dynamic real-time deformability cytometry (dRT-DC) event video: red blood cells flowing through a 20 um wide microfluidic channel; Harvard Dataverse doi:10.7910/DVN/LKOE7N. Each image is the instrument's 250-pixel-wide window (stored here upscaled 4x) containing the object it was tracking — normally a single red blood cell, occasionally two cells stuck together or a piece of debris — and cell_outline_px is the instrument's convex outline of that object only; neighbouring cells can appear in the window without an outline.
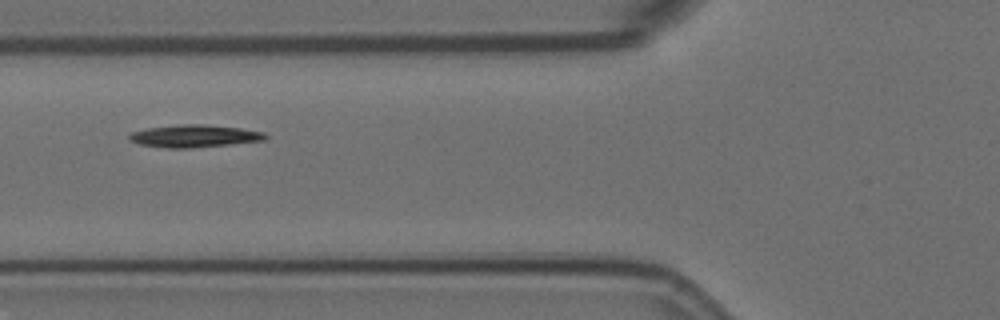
{"species": "Egyptian fruit bat (a non-hibernating species)", "species_latin": "Rousettus aegyptiacus", "temperature_condition": "room temperature", "stored_images_in_passage": 14, "camera_frame_rate_fps": 3000, "um_per_image_px": 0.085, "animal": {"sex": "female"}, "frame": {"image": 1, "passage_image": 5, "time_ms": 5.667, "image_size_px": [1000, 320], "cell_outline_px": [[268, 136], [264, 140], [192, 148], [168, 148], [140, 144], [128, 140], [128, 136], [132, 132], [148, 128], [176, 124], [204, 124], [240, 128], [264, 132]], "centroid_in_image_um": [16.5, 11.55], "position_along_channel_um": 109.3, "area_um2": 17.74}}
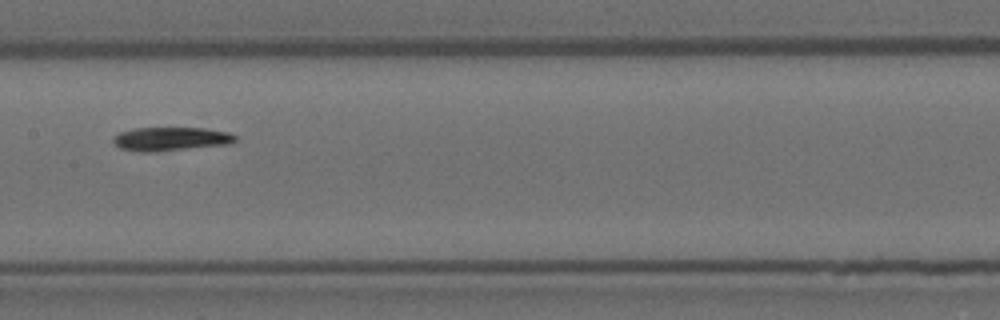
{"frame": {"image": 2, "passage_image": 7, "time_ms": 8.0, "image_size_px": [1000, 320], "cell_outline_px": [[236, 140], [232, 144], [156, 152], [140, 152], [120, 148], [112, 140], [112, 136], [120, 132], [132, 128], [200, 128], [228, 132], [236, 136]], "centroid_in_image_um": [14.5, 11.82], "position_along_channel_um": 192.9, "area_um2": 16.99}}
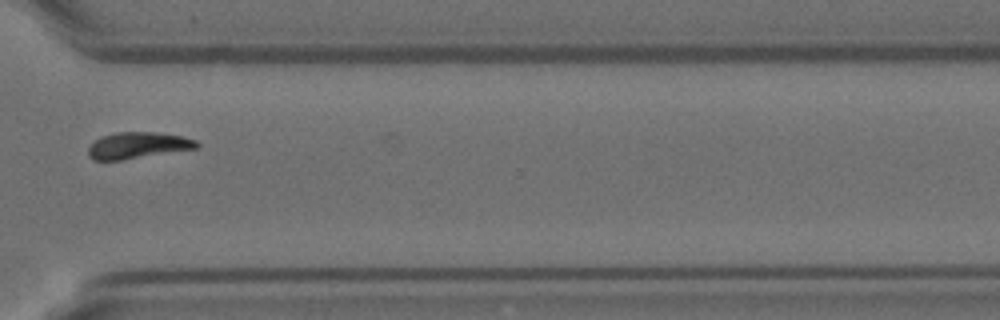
{"frame": {"image": 3, "passage_image": 11, "time_ms": 12.667, "image_size_px": [1000, 320], "cell_outline_px": [[200, 144], [196, 148], [124, 160], [92, 160], [88, 156], [88, 148], [96, 140], [104, 136], [116, 132], [156, 132], [184, 136], [196, 140]], "centroid_in_image_um": [11.73, 12.36], "position_along_channel_um": 358.9, "area_um2": 16.65}}